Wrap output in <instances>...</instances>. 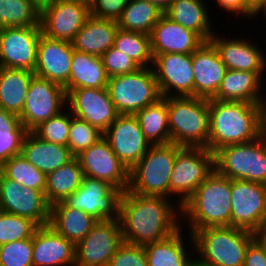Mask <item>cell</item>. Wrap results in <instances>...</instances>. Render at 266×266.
I'll return each mask as SVG.
<instances>
[{"label":"cell","instance_id":"obj_1","mask_svg":"<svg viewBox=\"0 0 266 266\" xmlns=\"http://www.w3.org/2000/svg\"><path fill=\"white\" fill-rule=\"evenodd\" d=\"M173 199L122 193L119 222L126 243L145 246L163 240L181 228V206Z\"/></svg>","mask_w":266,"mask_h":266},{"label":"cell","instance_id":"obj_2","mask_svg":"<svg viewBox=\"0 0 266 266\" xmlns=\"http://www.w3.org/2000/svg\"><path fill=\"white\" fill-rule=\"evenodd\" d=\"M231 198V179L214 170L181 206V227L192 234L201 228L231 226Z\"/></svg>","mask_w":266,"mask_h":266},{"label":"cell","instance_id":"obj_3","mask_svg":"<svg viewBox=\"0 0 266 266\" xmlns=\"http://www.w3.org/2000/svg\"><path fill=\"white\" fill-rule=\"evenodd\" d=\"M208 150L215 153L223 146L249 143L259 136L257 104L209 99Z\"/></svg>","mask_w":266,"mask_h":266},{"label":"cell","instance_id":"obj_4","mask_svg":"<svg viewBox=\"0 0 266 266\" xmlns=\"http://www.w3.org/2000/svg\"><path fill=\"white\" fill-rule=\"evenodd\" d=\"M192 237L195 262L199 265L243 266L246 249L256 234L232 226H218L201 228Z\"/></svg>","mask_w":266,"mask_h":266},{"label":"cell","instance_id":"obj_5","mask_svg":"<svg viewBox=\"0 0 266 266\" xmlns=\"http://www.w3.org/2000/svg\"><path fill=\"white\" fill-rule=\"evenodd\" d=\"M167 110L171 143L208 149L209 99L167 97Z\"/></svg>","mask_w":266,"mask_h":266},{"label":"cell","instance_id":"obj_6","mask_svg":"<svg viewBox=\"0 0 266 266\" xmlns=\"http://www.w3.org/2000/svg\"><path fill=\"white\" fill-rule=\"evenodd\" d=\"M181 146L169 143L151 145L129 171L128 191L146 196L170 198V174Z\"/></svg>","mask_w":266,"mask_h":266},{"label":"cell","instance_id":"obj_7","mask_svg":"<svg viewBox=\"0 0 266 266\" xmlns=\"http://www.w3.org/2000/svg\"><path fill=\"white\" fill-rule=\"evenodd\" d=\"M215 170L230 179L266 185V141L223 146L214 153Z\"/></svg>","mask_w":266,"mask_h":266},{"label":"cell","instance_id":"obj_8","mask_svg":"<svg viewBox=\"0 0 266 266\" xmlns=\"http://www.w3.org/2000/svg\"><path fill=\"white\" fill-rule=\"evenodd\" d=\"M107 90L119 114L135 115L139 110L161 98L151 67L109 77Z\"/></svg>","mask_w":266,"mask_h":266},{"label":"cell","instance_id":"obj_9","mask_svg":"<svg viewBox=\"0 0 266 266\" xmlns=\"http://www.w3.org/2000/svg\"><path fill=\"white\" fill-rule=\"evenodd\" d=\"M215 170L214 153L203 147H181L170 174V197L179 206L195 192Z\"/></svg>","mask_w":266,"mask_h":266},{"label":"cell","instance_id":"obj_10","mask_svg":"<svg viewBox=\"0 0 266 266\" xmlns=\"http://www.w3.org/2000/svg\"><path fill=\"white\" fill-rule=\"evenodd\" d=\"M67 107L65 88L53 81L34 75L19 116L28 132L59 114Z\"/></svg>","mask_w":266,"mask_h":266},{"label":"cell","instance_id":"obj_11","mask_svg":"<svg viewBox=\"0 0 266 266\" xmlns=\"http://www.w3.org/2000/svg\"><path fill=\"white\" fill-rule=\"evenodd\" d=\"M231 226L257 234L266 226V185L231 179Z\"/></svg>","mask_w":266,"mask_h":266},{"label":"cell","instance_id":"obj_12","mask_svg":"<svg viewBox=\"0 0 266 266\" xmlns=\"http://www.w3.org/2000/svg\"><path fill=\"white\" fill-rule=\"evenodd\" d=\"M122 193L105 181L84 176L81 186L62 203L82 210L97 221L119 220Z\"/></svg>","mask_w":266,"mask_h":266},{"label":"cell","instance_id":"obj_13","mask_svg":"<svg viewBox=\"0 0 266 266\" xmlns=\"http://www.w3.org/2000/svg\"><path fill=\"white\" fill-rule=\"evenodd\" d=\"M123 242L119 220L97 221L75 245V266H108Z\"/></svg>","mask_w":266,"mask_h":266},{"label":"cell","instance_id":"obj_14","mask_svg":"<svg viewBox=\"0 0 266 266\" xmlns=\"http://www.w3.org/2000/svg\"><path fill=\"white\" fill-rule=\"evenodd\" d=\"M89 16V2L54 0L40 10L39 23L47 37L71 42Z\"/></svg>","mask_w":266,"mask_h":266},{"label":"cell","instance_id":"obj_15","mask_svg":"<svg viewBox=\"0 0 266 266\" xmlns=\"http://www.w3.org/2000/svg\"><path fill=\"white\" fill-rule=\"evenodd\" d=\"M151 68L161 97L194 96L192 54L153 55Z\"/></svg>","mask_w":266,"mask_h":266},{"label":"cell","instance_id":"obj_16","mask_svg":"<svg viewBox=\"0 0 266 266\" xmlns=\"http://www.w3.org/2000/svg\"><path fill=\"white\" fill-rule=\"evenodd\" d=\"M0 210L26 217L38 226L49 224L50 205L45 194L5 177L0 172Z\"/></svg>","mask_w":266,"mask_h":266},{"label":"cell","instance_id":"obj_17","mask_svg":"<svg viewBox=\"0 0 266 266\" xmlns=\"http://www.w3.org/2000/svg\"><path fill=\"white\" fill-rule=\"evenodd\" d=\"M84 176L102 180L125 192L129 186V170L102 137L76 156Z\"/></svg>","mask_w":266,"mask_h":266},{"label":"cell","instance_id":"obj_18","mask_svg":"<svg viewBox=\"0 0 266 266\" xmlns=\"http://www.w3.org/2000/svg\"><path fill=\"white\" fill-rule=\"evenodd\" d=\"M41 26L0 28V67L34 72Z\"/></svg>","mask_w":266,"mask_h":266},{"label":"cell","instance_id":"obj_19","mask_svg":"<svg viewBox=\"0 0 266 266\" xmlns=\"http://www.w3.org/2000/svg\"><path fill=\"white\" fill-rule=\"evenodd\" d=\"M113 152L130 171L151 146L135 115L119 114L103 133Z\"/></svg>","mask_w":266,"mask_h":266},{"label":"cell","instance_id":"obj_20","mask_svg":"<svg viewBox=\"0 0 266 266\" xmlns=\"http://www.w3.org/2000/svg\"><path fill=\"white\" fill-rule=\"evenodd\" d=\"M67 108L71 114L105 132L119 113L107 88H77L67 93Z\"/></svg>","mask_w":266,"mask_h":266},{"label":"cell","instance_id":"obj_21","mask_svg":"<svg viewBox=\"0 0 266 266\" xmlns=\"http://www.w3.org/2000/svg\"><path fill=\"white\" fill-rule=\"evenodd\" d=\"M218 31L210 38L219 56L227 69L250 71L258 74L262 79L266 74V53L257 43L248 37L236 38L233 36L226 39ZM224 37V38H223ZM235 37V38H234Z\"/></svg>","mask_w":266,"mask_h":266},{"label":"cell","instance_id":"obj_22","mask_svg":"<svg viewBox=\"0 0 266 266\" xmlns=\"http://www.w3.org/2000/svg\"><path fill=\"white\" fill-rule=\"evenodd\" d=\"M73 51L71 42L53 39L41 33L34 74L64 86L69 79Z\"/></svg>","mask_w":266,"mask_h":266},{"label":"cell","instance_id":"obj_23","mask_svg":"<svg viewBox=\"0 0 266 266\" xmlns=\"http://www.w3.org/2000/svg\"><path fill=\"white\" fill-rule=\"evenodd\" d=\"M194 96L213 98L227 70L219 53L210 41L202 43L192 53Z\"/></svg>","mask_w":266,"mask_h":266},{"label":"cell","instance_id":"obj_24","mask_svg":"<svg viewBox=\"0 0 266 266\" xmlns=\"http://www.w3.org/2000/svg\"><path fill=\"white\" fill-rule=\"evenodd\" d=\"M33 266H75V244L51 226H39L32 237Z\"/></svg>","mask_w":266,"mask_h":266},{"label":"cell","instance_id":"obj_25","mask_svg":"<svg viewBox=\"0 0 266 266\" xmlns=\"http://www.w3.org/2000/svg\"><path fill=\"white\" fill-rule=\"evenodd\" d=\"M204 42L197 33L184 28L164 14L150 33L152 55L165 53L192 54Z\"/></svg>","mask_w":266,"mask_h":266},{"label":"cell","instance_id":"obj_26","mask_svg":"<svg viewBox=\"0 0 266 266\" xmlns=\"http://www.w3.org/2000/svg\"><path fill=\"white\" fill-rule=\"evenodd\" d=\"M183 230L184 228L181 227L171 236L163 240L145 245L144 249L147 257V265L148 266H193L195 263V257L192 256L195 255L194 254L191 255L190 253V252L193 253L195 252L193 237L192 234L188 232L187 234H185L188 235V241H187L186 236L184 237L183 235V232H185V230L184 231Z\"/></svg>","mask_w":266,"mask_h":266},{"label":"cell","instance_id":"obj_27","mask_svg":"<svg viewBox=\"0 0 266 266\" xmlns=\"http://www.w3.org/2000/svg\"><path fill=\"white\" fill-rule=\"evenodd\" d=\"M118 29L117 21L90 15L71 41L72 47L76 51L101 57L114 46Z\"/></svg>","mask_w":266,"mask_h":266},{"label":"cell","instance_id":"obj_28","mask_svg":"<svg viewBox=\"0 0 266 266\" xmlns=\"http://www.w3.org/2000/svg\"><path fill=\"white\" fill-rule=\"evenodd\" d=\"M21 154L46 176L75 157L68 146L43 141L33 132L24 137Z\"/></svg>","mask_w":266,"mask_h":266},{"label":"cell","instance_id":"obj_29","mask_svg":"<svg viewBox=\"0 0 266 266\" xmlns=\"http://www.w3.org/2000/svg\"><path fill=\"white\" fill-rule=\"evenodd\" d=\"M208 8L210 6L204 0H175L164 11V15L194 31L204 41H209L216 28L212 25L214 23L211 22V11H208Z\"/></svg>","mask_w":266,"mask_h":266},{"label":"cell","instance_id":"obj_30","mask_svg":"<svg viewBox=\"0 0 266 266\" xmlns=\"http://www.w3.org/2000/svg\"><path fill=\"white\" fill-rule=\"evenodd\" d=\"M263 82L264 79L256 73L227 69L217 94L212 99L257 104L261 92L266 90V87L263 88Z\"/></svg>","mask_w":266,"mask_h":266},{"label":"cell","instance_id":"obj_31","mask_svg":"<svg viewBox=\"0 0 266 266\" xmlns=\"http://www.w3.org/2000/svg\"><path fill=\"white\" fill-rule=\"evenodd\" d=\"M108 79L101 57L74 50L69 79L63 87L66 94L77 88H106Z\"/></svg>","mask_w":266,"mask_h":266},{"label":"cell","instance_id":"obj_32","mask_svg":"<svg viewBox=\"0 0 266 266\" xmlns=\"http://www.w3.org/2000/svg\"><path fill=\"white\" fill-rule=\"evenodd\" d=\"M34 72L0 67V108L20 116Z\"/></svg>","mask_w":266,"mask_h":266},{"label":"cell","instance_id":"obj_33","mask_svg":"<svg viewBox=\"0 0 266 266\" xmlns=\"http://www.w3.org/2000/svg\"><path fill=\"white\" fill-rule=\"evenodd\" d=\"M96 223L97 220L89 214L67 207L62 202L50 206L48 225L75 245L90 232Z\"/></svg>","mask_w":266,"mask_h":266},{"label":"cell","instance_id":"obj_34","mask_svg":"<svg viewBox=\"0 0 266 266\" xmlns=\"http://www.w3.org/2000/svg\"><path fill=\"white\" fill-rule=\"evenodd\" d=\"M145 139L150 145L171 143L167 97H161L153 104L144 107L135 114Z\"/></svg>","mask_w":266,"mask_h":266},{"label":"cell","instance_id":"obj_35","mask_svg":"<svg viewBox=\"0 0 266 266\" xmlns=\"http://www.w3.org/2000/svg\"><path fill=\"white\" fill-rule=\"evenodd\" d=\"M84 173L77 157L47 175L45 198L51 206L73 194L82 183Z\"/></svg>","mask_w":266,"mask_h":266},{"label":"cell","instance_id":"obj_36","mask_svg":"<svg viewBox=\"0 0 266 266\" xmlns=\"http://www.w3.org/2000/svg\"><path fill=\"white\" fill-rule=\"evenodd\" d=\"M163 14L156 5L146 0H129L117 24L123 30L150 35Z\"/></svg>","mask_w":266,"mask_h":266},{"label":"cell","instance_id":"obj_37","mask_svg":"<svg viewBox=\"0 0 266 266\" xmlns=\"http://www.w3.org/2000/svg\"><path fill=\"white\" fill-rule=\"evenodd\" d=\"M0 172L23 187L45 192L47 176L26 160L22 154L15 155L0 166Z\"/></svg>","mask_w":266,"mask_h":266},{"label":"cell","instance_id":"obj_38","mask_svg":"<svg viewBox=\"0 0 266 266\" xmlns=\"http://www.w3.org/2000/svg\"><path fill=\"white\" fill-rule=\"evenodd\" d=\"M114 47L130 57L140 67L152 66L150 35L119 28L115 36Z\"/></svg>","mask_w":266,"mask_h":266},{"label":"cell","instance_id":"obj_39","mask_svg":"<svg viewBox=\"0 0 266 266\" xmlns=\"http://www.w3.org/2000/svg\"><path fill=\"white\" fill-rule=\"evenodd\" d=\"M39 16L30 0H0V28L40 25Z\"/></svg>","mask_w":266,"mask_h":266},{"label":"cell","instance_id":"obj_40","mask_svg":"<svg viewBox=\"0 0 266 266\" xmlns=\"http://www.w3.org/2000/svg\"><path fill=\"white\" fill-rule=\"evenodd\" d=\"M39 226L29 218L0 210V246L32 238Z\"/></svg>","mask_w":266,"mask_h":266},{"label":"cell","instance_id":"obj_41","mask_svg":"<svg viewBox=\"0 0 266 266\" xmlns=\"http://www.w3.org/2000/svg\"><path fill=\"white\" fill-rule=\"evenodd\" d=\"M72 116L66 107L59 114L41 123L32 132L43 141L67 146Z\"/></svg>","mask_w":266,"mask_h":266},{"label":"cell","instance_id":"obj_42","mask_svg":"<svg viewBox=\"0 0 266 266\" xmlns=\"http://www.w3.org/2000/svg\"><path fill=\"white\" fill-rule=\"evenodd\" d=\"M102 137L103 132L97 127L90 125L85 120L72 116L67 146L75 157Z\"/></svg>","mask_w":266,"mask_h":266},{"label":"cell","instance_id":"obj_43","mask_svg":"<svg viewBox=\"0 0 266 266\" xmlns=\"http://www.w3.org/2000/svg\"><path fill=\"white\" fill-rule=\"evenodd\" d=\"M32 238L0 246V266H33Z\"/></svg>","mask_w":266,"mask_h":266},{"label":"cell","instance_id":"obj_44","mask_svg":"<svg viewBox=\"0 0 266 266\" xmlns=\"http://www.w3.org/2000/svg\"><path fill=\"white\" fill-rule=\"evenodd\" d=\"M108 77L130 74L141 68L130 57L112 46L101 56Z\"/></svg>","mask_w":266,"mask_h":266},{"label":"cell","instance_id":"obj_45","mask_svg":"<svg viewBox=\"0 0 266 266\" xmlns=\"http://www.w3.org/2000/svg\"><path fill=\"white\" fill-rule=\"evenodd\" d=\"M26 128L0 129V166L15 155L21 154Z\"/></svg>","mask_w":266,"mask_h":266},{"label":"cell","instance_id":"obj_46","mask_svg":"<svg viewBox=\"0 0 266 266\" xmlns=\"http://www.w3.org/2000/svg\"><path fill=\"white\" fill-rule=\"evenodd\" d=\"M108 266H148L144 246L123 242Z\"/></svg>","mask_w":266,"mask_h":266},{"label":"cell","instance_id":"obj_47","mask_svg":"<svg viewBox=\"0 0 266 266\" xmlns=\"http://www.w3.org/2000/svg\"><path fill=\"white\" fill-rule=\"evenodd\" d=\"M129 0H91L90 15L117 21L127 6Z\"/></svg>","mask_w":266,"mask_h":266},{"label":"cell","instance_id":"obj_48","mask_svg":"<svg viewBox=\"0 0 266 266\" xmlns=\"http://www.w3.org/2000/svg\"><path fill=\"white\" fill-rule=\"evenodd\" d=\"M218 7L232 15L238 17H247L248 19L255 18L258 15L257 10L249 3V0H214Z\"/></svg>","mask_w":266,"mask_h":266},{"label":"cell","instance_id":"obj_49","mask_svg":"<svg viewBox=\"0 0 266 266\" xmlns=\"http://www.w3.org/2000/svg\"><path fill=\"white\" fill-rule=\"evenodd\" d=\"M243 266H266V247L257 236L246 249Z\"/></svg>","mask_w":266,"mask_h":266},{"label":"cell","instance_id":"obj_50","mask_svg":"<svg viewBox=\"0 0 266 266\" xmlns=\"http://www.w3.org/2000/svg\"><path fill=\"white\" fill-rule=\"evenodd\" d=\"M2 128H25L19 116L0 108V129Z\"/></svg>","mask_w":266,"mask_h":266},{"label":"cell","instance_id":"obj_51","mask_svg":"<svg viewBox=\"0 0 266 266\" xmlns=\"http://www.w3.org/2000/svg\"><path fill=\"white\" fill-rule=\"evenodd\" d=\"M257 106L259 111V136L266 141V94L261 95Z\"/></svg>","mask_w":266,"mask_h":266},{"label":"cell","instance_id":"obj_52","mask_svg":"<svg viewBox=\"0 0 266 266\" xmlns=\"http://www.w3.org/2000/svg\"><path fill=\"white\" fill-rule=\"evenodd\" d=\"M249 3L257 10L259 16L262 12L266 19V0H249Z\"/></svg>","mask_w":266,"mask_h":266},{"label":"cell","instance_id":"obj_53","mask_svg":"<svg viewBox=\"0 0 266 266\" xmlns=\"http://www.w3.org/2000/svg\"><path fill=\"white\" fill-rule=\"evenodd\" d=\"M154 5H156L163 12L172 4L175 0H146Z\"/></svg>","mask_w":266,"mask_h":266},{"label":"cell","instance_id":"obj_54","mask_svg":"<svg viewBox=\"0 0 266 266\" xmlns=\"http://www.w3.org/2000/svg\"><path fill=\"white\" fill-rule=\"evenodd\" d=\"M40 11L43 7L50 5L54 0H30Z\"/></svg>","mask_w":266,"mask_h":266},{"label":"cell","instance_id":"obj_55","mask_svg":"<svg viewBox=\"0 0 266 266\" xmlns=\"http://www.w3.org/2000/svg\"><path fill=\"white\" fill-rule=\"evenodd\" d=\"M256 236L262 241V243L265 245L266 247V226L264 228H262L257 234Z\"/></svg>","mask_w":266,"mask_h":266},{"label":"cell","instance_id":"obj_56","mask_svg":"<svg viewBox=\"0 0 266 266\" xmlns=\"http://www.w3.org/2000/svg\"><path fill=\"white\" fill-rule=\"evenodd\" d=\"M193 266H205V265H199L198 263L195 262Z\"/></svg>","mask_w":266,"mask_h":266}]
</instances>
